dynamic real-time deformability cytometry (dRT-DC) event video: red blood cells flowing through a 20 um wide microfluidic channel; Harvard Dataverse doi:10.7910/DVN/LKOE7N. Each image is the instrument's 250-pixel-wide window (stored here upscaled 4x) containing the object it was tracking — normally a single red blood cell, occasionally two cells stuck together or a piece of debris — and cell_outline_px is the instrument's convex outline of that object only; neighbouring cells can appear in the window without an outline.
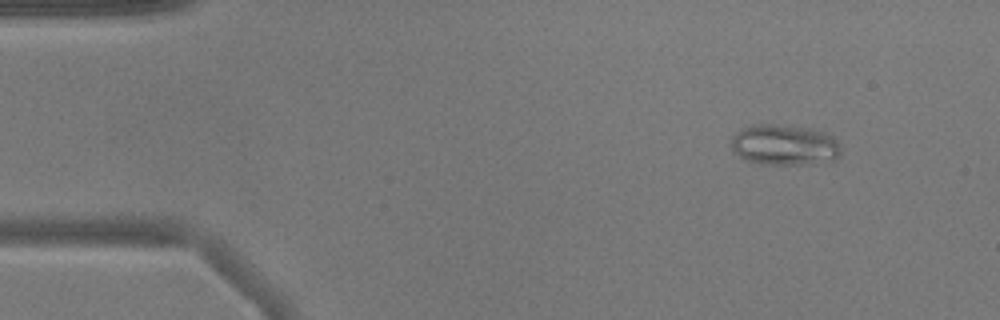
{"species": "common noctule bat (a hibernating species)", "species_latin": "Nyctalus noctula", "temperature_condition": "warm", "stored_images_in_passage": 52, "camera_frame_rate_fps": 3000, "um_per_image_px": 0.085, "animal": {"sex": "male", "body_mass_g": 17.9}, "frame": {"image": 1, "passage_image": 6, "time_ms": 1.667, "image_size_px": [1000, 320], "cell_outline_px": [[840, 156], [836, 160], [800, 164], [760, 164], [748, 160], [740, 156], [732, 148], [732, 136], [740, 128], [752, 124], [776, 124], [812, 128], [824, 132], [832, 136], [840, 144]], "centroid_in_image_um": [66.69, 12.3], "position_along_channel_um": 18.3, "area_um2": 26.13}}
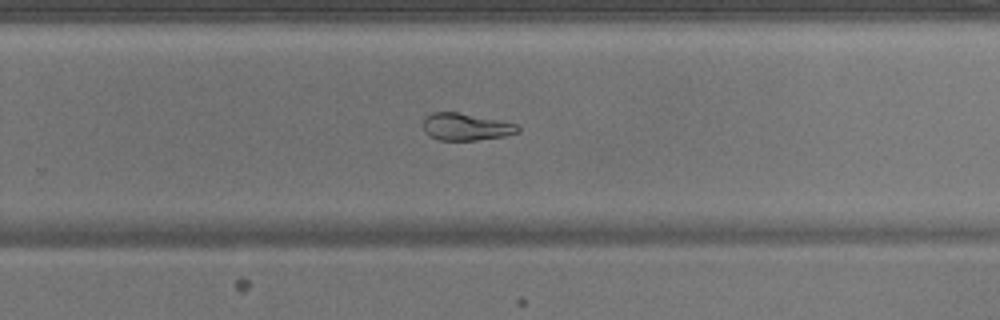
{"frame": {"image": 2, "passage_image": 34, "time_ms": 11.0, "image_size_px": [1000, 320], "cell_outline_px": [[520, 132], [504, 136], [476, 140], [440, 140], [428, 136], [424, 132], [424, 116], [432, 112], [456, 112], [500, 120], [516, 124], [520, 128]], "centroid_in_image_um": [39.58, 10.78], "position_along_channel_um": 290.2, "area_um2": 15.03}}
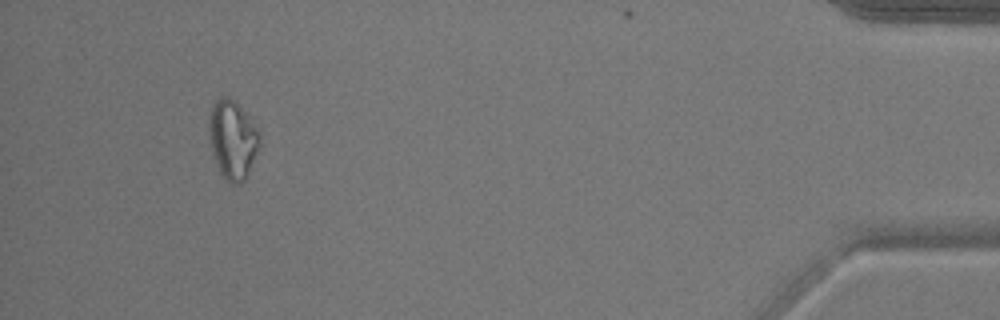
{"frame": {"image": 3, "passage_image": 49, "time_ms": 16.0, "image_size_px": [1000, 320], "cell_outline_px": [[260, 144], [248, 172], [244, 180], [240, 184], [232, 184], [220, 172], [212, 152], [208, 136], [208, 124], [212, 104], [220, 96], [228, 96], [244, 112], [260, 132]], "centroid_in_image_um": [19.75, 11.85], "position_along_channel_um": 415.5, "area_um2": 22.89}}